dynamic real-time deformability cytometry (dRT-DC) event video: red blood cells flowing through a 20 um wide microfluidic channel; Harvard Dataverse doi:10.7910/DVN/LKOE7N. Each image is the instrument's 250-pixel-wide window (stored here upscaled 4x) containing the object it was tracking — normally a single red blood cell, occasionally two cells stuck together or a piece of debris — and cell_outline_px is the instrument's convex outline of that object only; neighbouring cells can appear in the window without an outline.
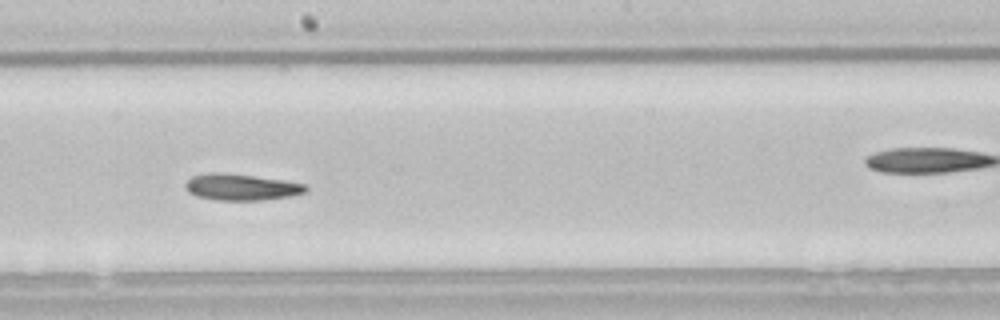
{"species": "common noctule bat (a hibernating species)", "species_latin": "Nyctalus noctula", "temperature_condition": "room temperature", "stored_images_in_passage": 21, "camera_frame_rate_fps": 3000, "um_per_image_px": 0.085, "animal": {"sex": "male", "body_mass_g": 21.5, "forearm_length_mm": 52.0}, "frame": {"image": 1, "passage_image": 15, "time_ms": 4.667, "image_size_px": [1000, 320], "cell_outline_px": [[308, 188], [304, 192], [292, 196], [264, 200], [220, 200], [196, 196], [188, 192], [184, 188], [184, 184], [192, 176], [208, 172], [224, 172], [284, 180], [304, 184]], "centroid_in_image_um": [20.47, 15.9], "position_along_channel_um": 227.7, "area_um2": 18.61}}